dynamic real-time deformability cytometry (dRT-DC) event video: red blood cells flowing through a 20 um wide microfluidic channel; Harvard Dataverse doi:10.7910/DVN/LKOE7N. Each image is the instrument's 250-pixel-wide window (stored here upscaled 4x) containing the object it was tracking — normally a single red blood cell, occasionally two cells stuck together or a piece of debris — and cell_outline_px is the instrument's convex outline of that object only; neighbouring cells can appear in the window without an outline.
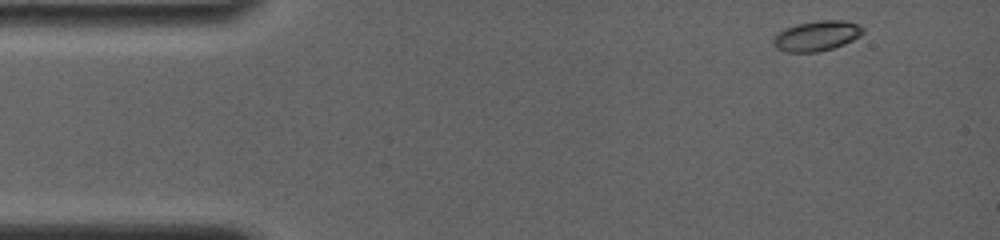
{"species": "common noctule bat (a hibernating species)", "species_latin": "Nyctalus noctula", "temperature_condition": "room temperature", "stored_images_in_passage": 25, "camera_frame_rate_fps": 4000, "um_per_image_px": 0.085, "animal": {"sex": "female", "body_mass_g": 19.0, "forearm_length_mm": 56.7}, "frame": {"image": 1, "passage_image": 1, "time_ms": 0.0, "image_size_px": [1000, 240], "cell_outline_px": [[864, 32], [860, 36], [844, 44], [832, 48], [816, 52], [784, 52], [776, 48], [772, 44], [772, 40], [776, 32], [784, 28], [796, 24], [820, 20], [844, 20], [856, 24], [864, 28]], "centroid_in_image_um": [69.37, 3.05], "position_along_channel_um": 15.6, "area_um2": 15.9}}
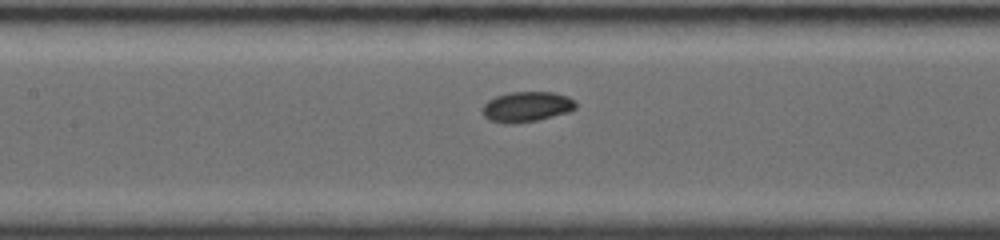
{"frame": {"image": 2, "passage_image": 15, "time_ms": 6.25, "image_size_px": [1000, 240], "cell_outline_px": [[576, 108], [568, 112], [536, 120], [516, 124], [504, 124], [488, 120], [480, 112], [480, 108], [488, 100], [496, 96], [512, 92], [552, 92], [568, 96], [576, 100]], "centroid_in_image_um": [44.72, 9.08], "position_along_channel_um": 162.7, "area_um2": 16.7}}
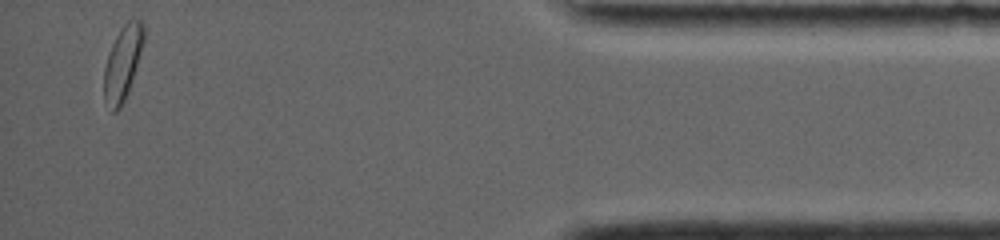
{"frame": {"image": 3, "passage_image": 25, "time_ms": 14.5, "image_size_px": [1000, 240], "cell_outline_px": [[144, 40], [128, 92], [120, 108], [116, 112], [112, 112], [104, 100], [104, 68], [112, 44], [120, 28], [128, 20], [140, 20], [144, 24]], "centroid_in_image_um": [10.42, 5.36], "position_along_channel_um": 424.8, "area_um2": 16.88}, "authors_computed_cell_mechanics": {"area_um2": 16.0684, "velocity_mm_per_s": 3.7888, "shape_relaxation_time_tau1_ms": 2.8715, "shape_relaxation_time_tau2_ms": null, "deformation_change_tau1": 0.0717, "deformation_change_tau2": null}}